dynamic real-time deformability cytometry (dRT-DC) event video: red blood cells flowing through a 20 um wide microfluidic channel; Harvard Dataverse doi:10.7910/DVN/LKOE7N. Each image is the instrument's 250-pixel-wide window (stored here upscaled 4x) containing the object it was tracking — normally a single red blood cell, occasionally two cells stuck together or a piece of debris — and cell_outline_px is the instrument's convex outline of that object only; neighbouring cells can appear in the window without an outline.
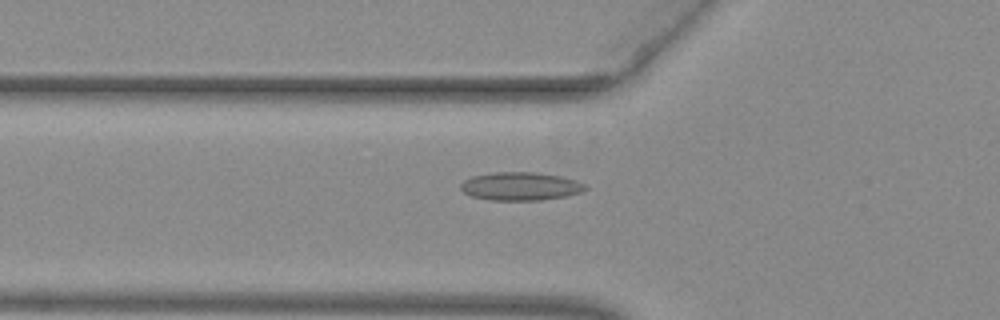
{"species": "common noctule bat (a hibernating species)", "species_latin": "Nyctalus noctula", "temperature_condition": "warm", "stored_images_in_passage": 35, "camera_frame_rate_fps": 3000, "um_per_image_px": 0.085, "animal": {"sex": "female", "body_mass_g": 29.2, "forearm_length_mm": 56.3}, "frame": {"image": 1, "passage_image": 2, "time_ms": 0.333, "image_size_px": [1000, 320], "cell_outline_px": [[588, 188], [580, 192], [564, 196], [540, 200], [492, 200], [472, 196], [464, 192], [460, 188], [460, 184], [464, 180], [472, 176], [496, 172], [536, 172], [560, 176], [576, 180], [584, 184]], "centroid_in_image_um": [44.23, 15.82], "position_along_channel_um": 81.6, "area_um2": 20.35}}
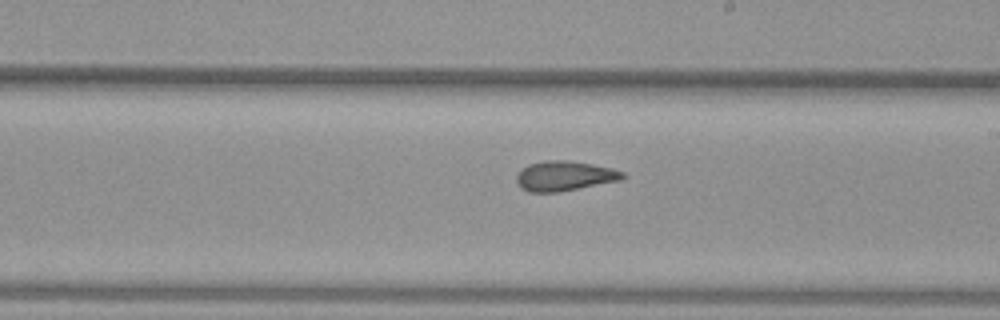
{"frame": {"image": 2, "passage_image": 14, "time_ms": 4.333, "image_size_px": [1000, 320], "cell_outline_px": [[628, 176], [620, 180], [560, 192], [528, 192], [520, 188], [516, 180], [516, 176], [528, 164], [544, 160], [568, 160], [592, 164], [612, 168], [624, 172]], "centroid_in_image_um": [47.99, 14.96], "position_along_channel_um": 241.0, "area_um2": 18.55}}
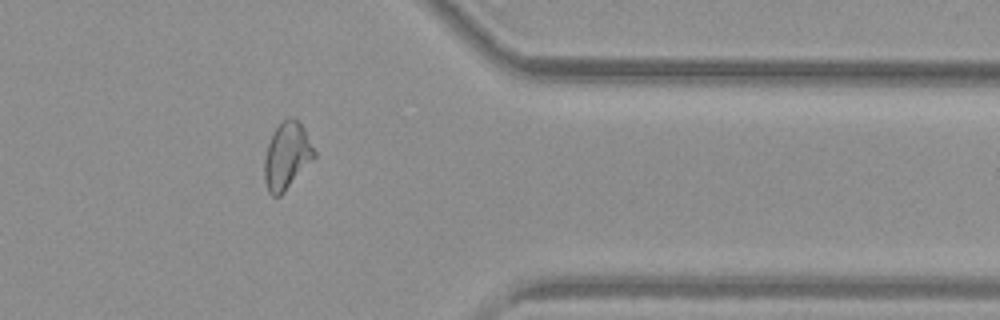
{"frame": {"image": 3, "passage_image": 26, "time_ms": 8.333, "image_size_px": [1000, 320], "cell_outline_px": [[316, 156], [284, 192], [280, 196], [272, 196], [268, 192], [264, 180], [264, 160], [268, 144], [276, 128], [284, 120], [300, 120], [316, 152]], "centroid_in_image_um": [24.38, 13.29], "position_along_channel_um": 387.0, "area_um2": 19.13}, "authors_computed_cell_mechanics": {"area_um2": 18.6694, "velocity_mm_per_s": 3.9734, "shape_relaxation_time_tau1_ms": null, "shape_relaxation_time_tau2_ms": 1.5984, "deformation_change_tau1": null, "deformation_change_tau2": 0.091}}